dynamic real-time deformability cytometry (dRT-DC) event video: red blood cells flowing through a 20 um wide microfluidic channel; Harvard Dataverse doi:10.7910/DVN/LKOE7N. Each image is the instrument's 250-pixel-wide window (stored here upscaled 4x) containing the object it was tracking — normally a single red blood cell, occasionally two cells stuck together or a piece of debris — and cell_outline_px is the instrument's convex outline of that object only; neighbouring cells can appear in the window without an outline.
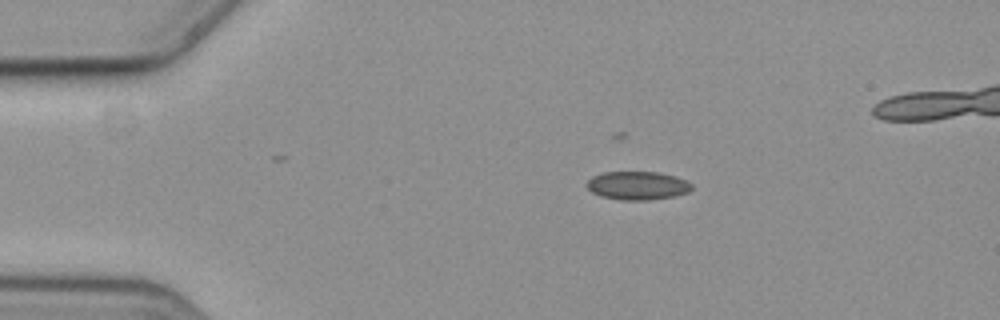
{"species": "common noctule bat (a hibernating species)", "species_latin": "Nyctalus noctula", "temperature_condition": "cold", "stored_images_in_passage": 41, "camera_frame_rate_fps": 3000, "um_per_image_px": 0.085, "animal": {"sex": "female", "body_mass_g": 19.3, "forearm_length_mm": 54.1}, "frame": {"image": 1, "passage_image": 3, "time_ms": 0.667, "image_size_px": [1000, 320], "cell_outline_px": [[692, 188], [688, 192], [676, 196], [648, 200], [620, 200], [604, 196], [592, 192], [584, 184], [592, 176], [604, 172], [656, 172], [676, 176], [692, 184]], "centroid_in_image_um": [54.18, 15.77], "position_along_channel_um": 30.8, "area_um2": 17.34}}
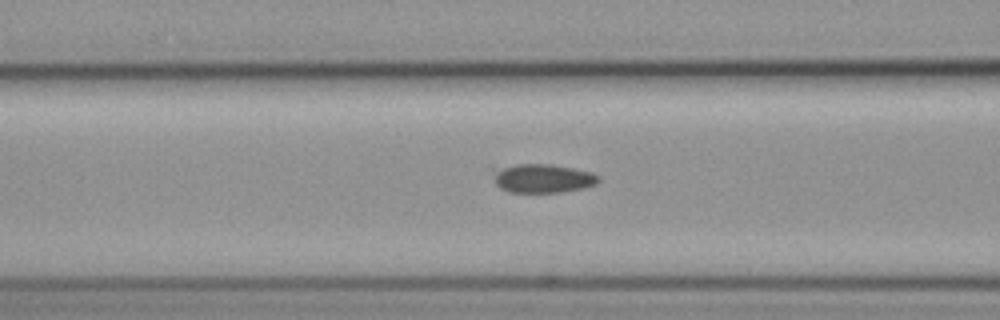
{"frame": {"image": 2, "passage_image": 15, "time_ms": 4.667, "image_size_px": [1000, 320], "cell_outline_px": [[600, 180], [596, 184], [584, 188], [560, 192], [508, 192], [500, 188], [496, 184], [496, 172], [504, 168], [516, 164], [548, 164], [572, 168], [592, 172], [600, 176]], "centroid_in_image_um": [46.22, 15.17], "position_along_channel_um": 120.4, "area_um2": 17.28}}
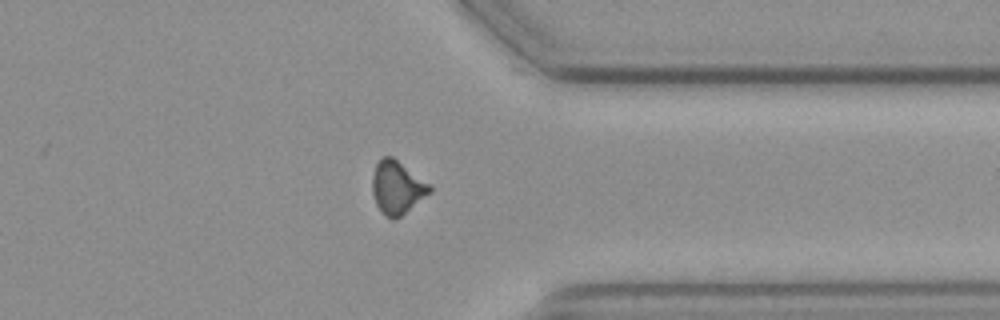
{"frame": {"image": 3, "passage_image": 37, "time_ms": 12.0, "image_size_px": [1000, 320], "cell_outline_px": [[432, 192], [400, 216], [392, 220], [376, 204], [372, 192], [372, 176], [376, 164], [384, 156], [392, 156], [428, 184], [432, 188]], "centroid_in_image_um": [33.74, 15.93], "position_along_channel_um": 377.7, "area_um2": 17.22}, "authors_computed_cell_mechanics": {"area_um2": 17.34, "velocity_mm_per_s": 3.5864, "shape_relaxation_time_tau1_ms": 6.9626, "shape_relaxation_time_tau2_ms": 8.8802, "deformation_change_tau1": 0.0954, "deformation_change_tau2": 0.1134}}